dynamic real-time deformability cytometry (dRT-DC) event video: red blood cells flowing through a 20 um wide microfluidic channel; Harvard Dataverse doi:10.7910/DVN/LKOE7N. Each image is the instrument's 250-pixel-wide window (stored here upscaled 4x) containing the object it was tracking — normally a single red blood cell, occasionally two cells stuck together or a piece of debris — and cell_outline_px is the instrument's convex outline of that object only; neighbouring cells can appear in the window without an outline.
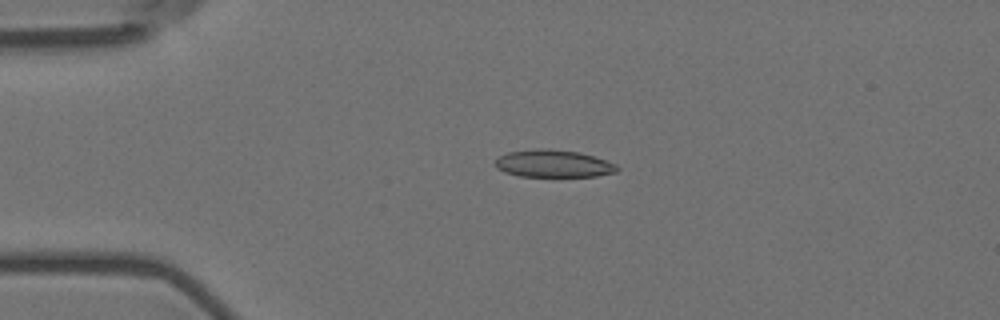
{"species": "Egyptian fruit bat (a non-hibernating species)", "species_latin": "Rousettus aegyptiacus", "temperature_condition": "room temperature", "stored_images_in_passage": 53, "camera_frame_rate_fps": 3000, "um_per_image_px": 0.085, "animal": {"sex": "female"}, "frame": {"image": 1, "passage_image": 10, "time_ms": 3.0, "image_size_px": [1000, 320], "cell_outline_px": [[620, 168], [616, 172], [596, 176], [520, 176], [504, 172], [496, 168], [496, 156], [508, 152], [540, 148], [548, 148], [580, 152], [616, 164]], "centroid_in_image_um": [47.01, 13.9], "position_along_channel_um": 38.0, "area_um2": 19.48}}
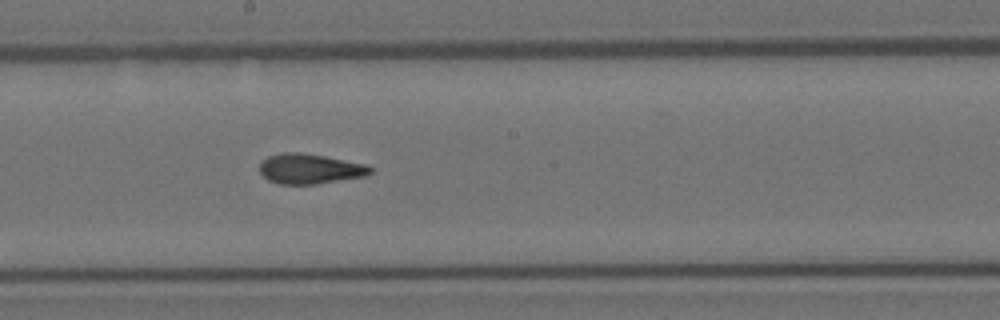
{"frame": {"image": 2, "passage_image": 28, "time_ms": 9.0, "image_size_px": [1000, 320], "cell_outline_px": [[372, 172], [364, 176], [316, 184], [280, 184], [268, 180], [260, 172], [260, 164], [268, 156], [280, 152], [300, 152], [324, 156], [368, 164], [372, 168]], "centroid_in_image_um": [26.34, 14.34], "position_along_channel_um": 221.9, "area_um2": 19.36}}
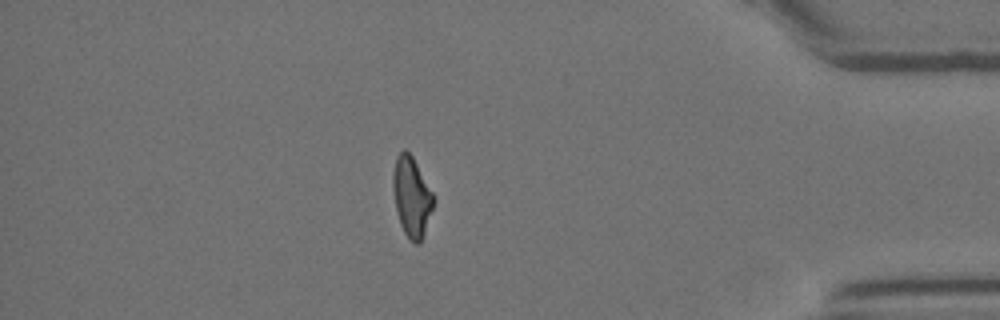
{"frame": {"image": 3, "passage_image": 46, "time_ms": 15.0, "image_size_px": [1000, 320], "cell_outline_px": [[432, 208], [420, 244], [416, 244], [404, 232], [400, 224], [396, 212], [392, 188], [392, 172], [396, 156], [404, 148], [412, 156], [432, 192]], "centroid_in_image_um": [34.94, 16.69], "position_along_channel_um": 400.3, "area_um2": 18.5}, "authors_computed_cell_mechanics": {"area_um2": 19.363, "velocity_mm_per_s": 3.6005, "shape_relaxation_time_tau1_ms": 10.0461, "shape_relaxation_time_tau2_ms": 2.4406, "deformation_change_tau1": 0.2304, "deformation_change_tau2": 0.0977}}